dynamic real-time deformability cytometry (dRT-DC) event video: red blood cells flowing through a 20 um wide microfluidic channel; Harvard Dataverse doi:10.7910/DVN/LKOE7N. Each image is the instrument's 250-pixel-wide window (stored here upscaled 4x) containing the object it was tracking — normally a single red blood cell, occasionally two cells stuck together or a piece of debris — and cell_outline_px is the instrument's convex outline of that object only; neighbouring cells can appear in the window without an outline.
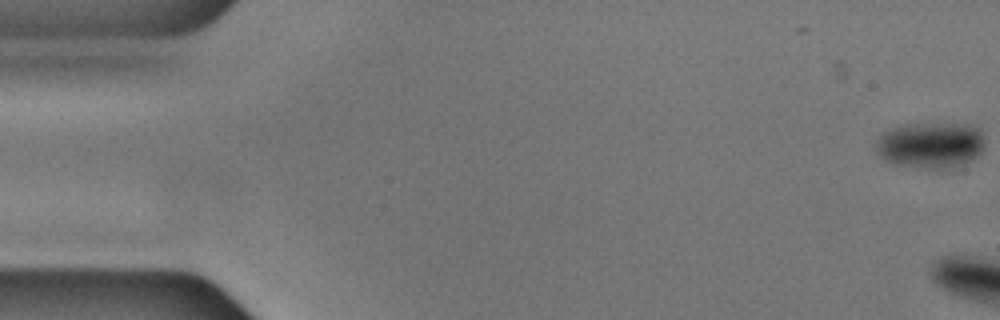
{"species": "common noctule bat (a hibernating species)", "species_latin": "Nyctalus noctula", "temperature_condition": "cold", "stored_images_in_passage": 5, "camera_frame_rate_fps": 3000, "um_per_image_px": 0.085, "animal": {"sex": "male", "body_mass_g": 17.9, "forearm_length_mm": 54.2}, "frame": {"image": 1, "passage_image": 1, "time_ms": 0.0, "image_size_px": [1000, 320], "cell_outline_px": [[984, 148], [976, 156], [968, 160], [944, 168], [928, 168], [896, 164], [880, 156], [876, 152], [872, 144], [884, 132], [892, 128], [904, 124], [972, 124], [980, 128], [984, 136]], "centroid_in_image_um": [79.08, 12.29], "position_along_channel_um": 5.9, "area_um2": 28.96}}